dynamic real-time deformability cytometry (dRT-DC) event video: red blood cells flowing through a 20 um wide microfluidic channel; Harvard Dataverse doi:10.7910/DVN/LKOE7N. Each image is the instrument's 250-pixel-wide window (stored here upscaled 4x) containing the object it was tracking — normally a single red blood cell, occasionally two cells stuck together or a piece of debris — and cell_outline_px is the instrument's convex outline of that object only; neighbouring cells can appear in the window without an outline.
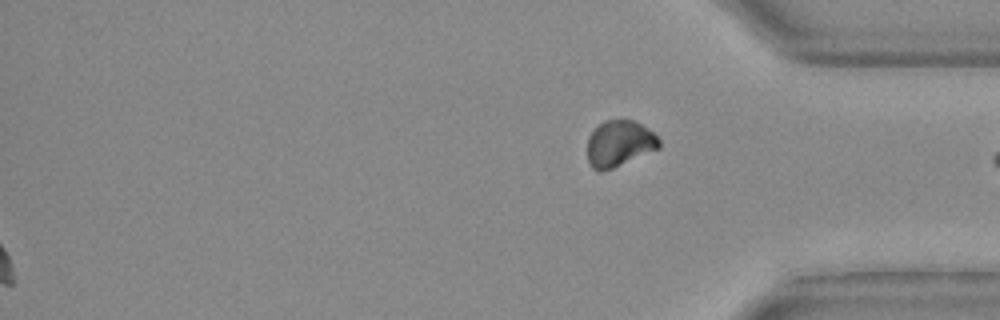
{"species": "Egyptian fruit bat (a non-hibernating species)", "species_latin": "Rousettus aegyptiacus", "temperature_condition": "warm", "stored_images_in_passage": 23, "segment_of_instrument_passage": [2, 2], "camera_frame_rate_fps": 3000, "um_per_image_px": 0.085, "animal": {"sex": "female"}, "frame": {"image": 1, "passage_image": 23, "time_ms": 7.333, "image_size_px": [1000, 320], "cell_outline_px": [[660, 148], [612, 168], [600, 172], [592, 168], [588, 160], [588, 136], [604, 120], [632, 120], [648, 128], [660, 140]], "centroid_in_image_um": [52.64, 12.2], "position_along_channel_um": 382.6, "area_um2": 19.07}}